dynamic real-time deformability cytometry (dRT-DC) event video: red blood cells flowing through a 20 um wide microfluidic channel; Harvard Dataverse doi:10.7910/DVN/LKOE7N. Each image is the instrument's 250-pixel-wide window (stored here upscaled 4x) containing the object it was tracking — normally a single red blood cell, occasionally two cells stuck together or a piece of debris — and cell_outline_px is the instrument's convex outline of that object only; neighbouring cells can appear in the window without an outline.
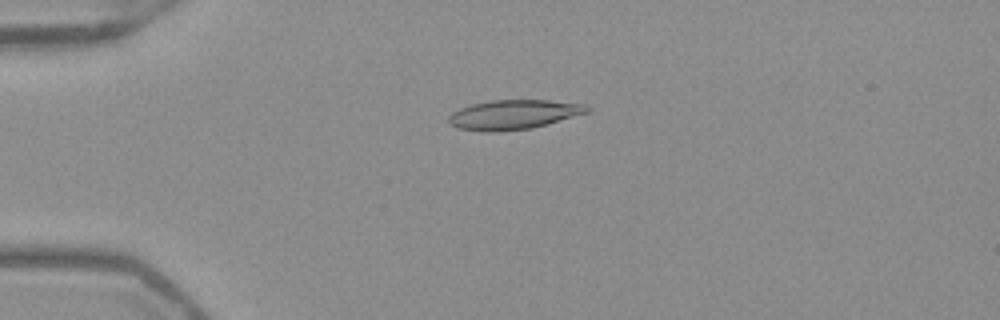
{"species": "Egyptian fruit bat (a non-hibernating species)", "species_latin": "Rousettus aegyptiacus", "temperature_condition": "warm", "stored_images_in_passage": 52, "camera_frame_rate_fps": 3000, "um_per_image_px": 0.085, "frame": {"image": 1, "passage_image": 13, "time_ms": 4.0, "image_size_px": [1000, 320], "cell_outline_px": [[592, 108], [588, 112], [532, 128], [496, 132], [488, 132], [456, 128], [448, 124], [448, 116], [452, 112], [460, 108], [472, 104], [492, 100], [548, 100], [588, 104]], "centroid_in_image_um": [43.64, 9.74], "position_along_channel_um": 41.4, "area_um2": 23.93}}
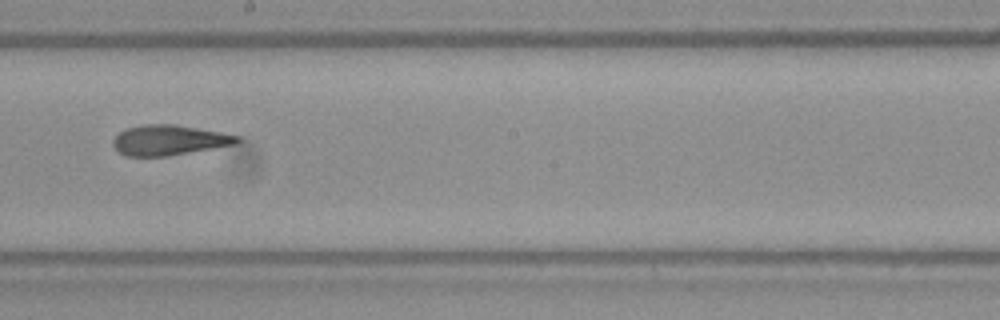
{"frame": {"image": 2, "passage_image": 30, "time_ms": 9.667, "image_size_px": [1000, 320], "cell_outline_px": [[240, 140], [232, 144], [212, 148], [168, 156], [124, 156], [112, 144], [112, 140], [124, 128], [144, 124], [172, 124], [220, 132], [240, 136]], "centroid_in_image_um": [14.31, 11.91], "position_along_channel_um": 233.9, "area_um2": 21.56}}
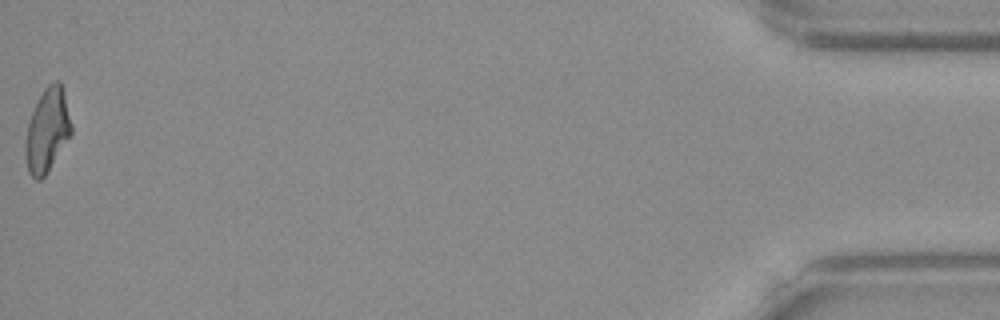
{"frame": {"image": 3, "passage_image": 52, "time_ms": 17.0, "image_size_px": [1000, 320], "cell_outline_px": [[72, 132], [44, 176], [40, 180], [36, 180], [28, 172], [24, 152], [24, 144], [28, 120], [44, 88], [48, 84], [56, 80], [60, 80], [72, 124]], "centroid_in_image_um": [3.99, 11.07], "position_along_channel_um": 431.2, "area_um2": 22.14}, "authors_computed_cell_mechanics": {"area_um2": 22.6576, "velocity_mm_per_s": 3.9612, "shape_relaxation_time_tau1_ms": null, "shape_relaxation_time_tau2_ms": 2.0903, "deformation_change_tau1": null, "deformation_change_tau2": 0.1058}}